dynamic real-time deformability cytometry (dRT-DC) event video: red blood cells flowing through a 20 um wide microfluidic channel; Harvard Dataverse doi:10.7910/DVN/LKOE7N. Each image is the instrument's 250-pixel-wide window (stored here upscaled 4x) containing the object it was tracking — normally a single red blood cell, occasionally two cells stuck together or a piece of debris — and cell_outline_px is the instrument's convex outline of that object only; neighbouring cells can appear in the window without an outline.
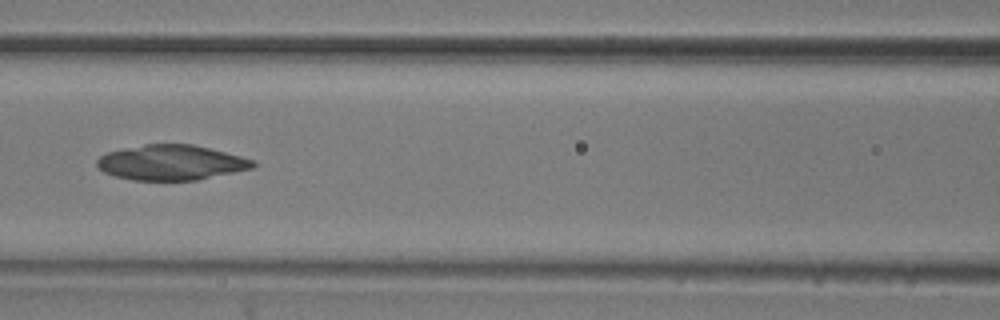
{"species": "common noctule bat (a hibernating species)", "species_latin": "Nyctalus noctula", "temperature_condition": "room temperature", "stored_images_in_passage": 9, "camera_frame_rate_fps": 3000, "um_per_image_px": 0.085, "animal": {"sex": "male", "body_mass_g": 20.5, "forearm_length_mm": 52.5}, "frame": {"image": 1, "passage_image": 7, "time_ms": 2.0, "image_size_px": [1000, 320], "cell_outline_px": [[256, 164], [252, 168], [196, 180], [132, 180], [116, 176], [104, 172], [96, 164], [96, 160], [100, 156], [108, 152], [124, 148], [144, 144], [192, 144], [256, 160]], "centroid_in_image_um": [14.53, 13.81], "position_along_channel_um": 152.1, "area_um2": 31.67}}
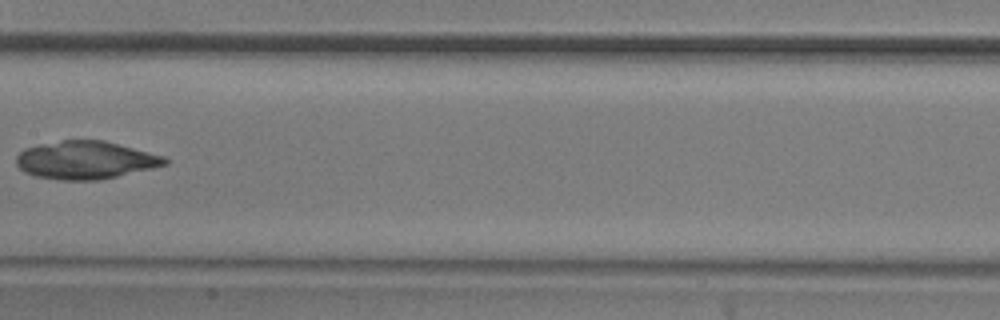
{"frame": {"image": 2, "passage_image": 8, "time_ms": 2.333, "image_size_px": [1000, 320], "cell_outline_px": [[168, 164], [152, 168], [100, 180], [60, 180], [36, 176], [24, 172], [16, 164], [16, 156], [24, 148], [40, 144], [60, 140], [104, 140], [164, 156], [168, 160]], "centroid_in_image_um": [7.25, 13.6], "position_along_channel_um": 200.2, "area_um2": 32.83}}
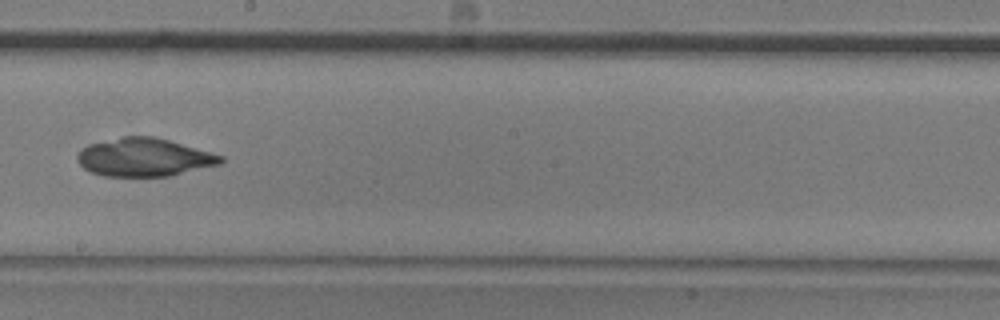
{"frame": {"image": 3, "passage_image": 9, "time_ms": 2.667, "image_size_px": [1000, 320], "cell_outline_px": [[224, 160], [220, 164], [168, 176], [104, 176], [92, 172], [84, 168], [76, 160], [76, 156], [88, 144], [124, 136], [156, 136], [224, 156]], "centroid_in_image_um": [12.26, 13.36], "position_along_channel_um": 235.9, "area_um2": 31.73}}